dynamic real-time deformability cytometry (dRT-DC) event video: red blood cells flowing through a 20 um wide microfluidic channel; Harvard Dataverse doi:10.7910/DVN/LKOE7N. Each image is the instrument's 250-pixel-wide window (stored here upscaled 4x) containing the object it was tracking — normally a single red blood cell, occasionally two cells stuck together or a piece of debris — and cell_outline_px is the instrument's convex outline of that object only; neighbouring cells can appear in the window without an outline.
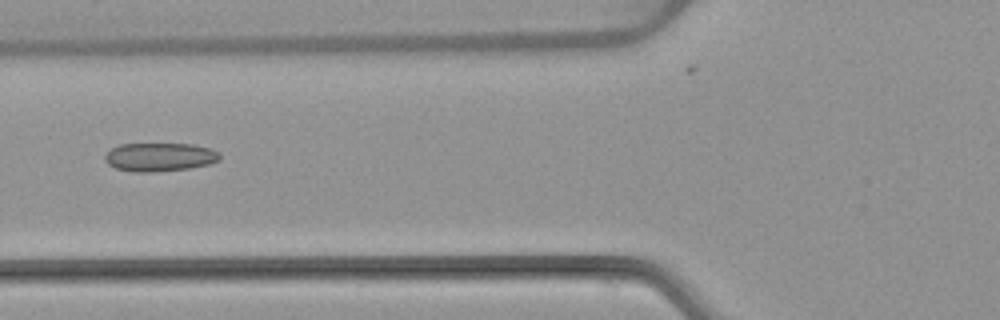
{"species": "common noctule bat (a hibernating species)", "species_latin": "Nyctalus noctula", "temperature_condition": "warm", "stored_images_in_passage": 8, "camera_frame_rate_fps": 3000, "um_per_image_px": 0.085, "animal": {"sex": "female", "body_mass_g": 22.7, "forearm_length_mm": 54.2}, "frame": {"image": 1, "passage_image": 5, "time_ms": 6.0, "image_size_px": [1000, 320], "cell_outline_px": [[220, 160], [208, 164], [188, 168], [152, 172], [132, 172], [116, 168], [108, 164], [104, 160], [104, 156], [112, 148], [120, 144], [196, 144], [220, 152]], "centroid_in_image_um": [13.57, 13.34], "position_along_channel_um": 112.2, "area_um2": 19.07}}
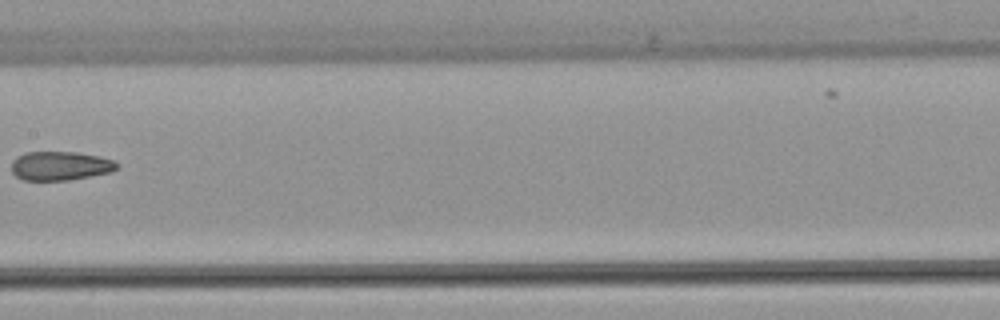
{"frame": {"image": 2, "passage_image": 7, "time_ms": 8.333, "image_size_px": [1000, 320], "cell_outline_px": [[120, 164], [112, 172], [68, 180], [24, 180], [16, 176], [12, 172], [12, 160], [16, 156], [28, 152], [76, 152], [100, 156], [116, 160]], "centroid_in_image_um": [5.15, 14.09], "position_along_channel_um": 202.3, "area_um2": 17.92}}
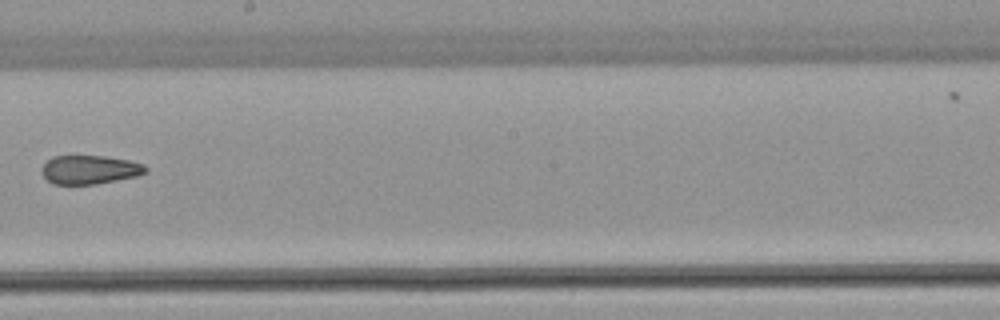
{"frame": {"image": 3, "passage_image": 8, "time_ms": 9.333, "image_size_px": [1000, 320], "cell_outline_px": [[148, 172], [136, 176], [96, 184], [52, 184], [44, 176], [44, 164], [52, 156], [108, 156], [128, 160], [144, 164], [148, 168]], "centroid_in_image_um": [7.68, 14.42], "position_along_channel_um": 240.5, "area_um2": 17.28}}